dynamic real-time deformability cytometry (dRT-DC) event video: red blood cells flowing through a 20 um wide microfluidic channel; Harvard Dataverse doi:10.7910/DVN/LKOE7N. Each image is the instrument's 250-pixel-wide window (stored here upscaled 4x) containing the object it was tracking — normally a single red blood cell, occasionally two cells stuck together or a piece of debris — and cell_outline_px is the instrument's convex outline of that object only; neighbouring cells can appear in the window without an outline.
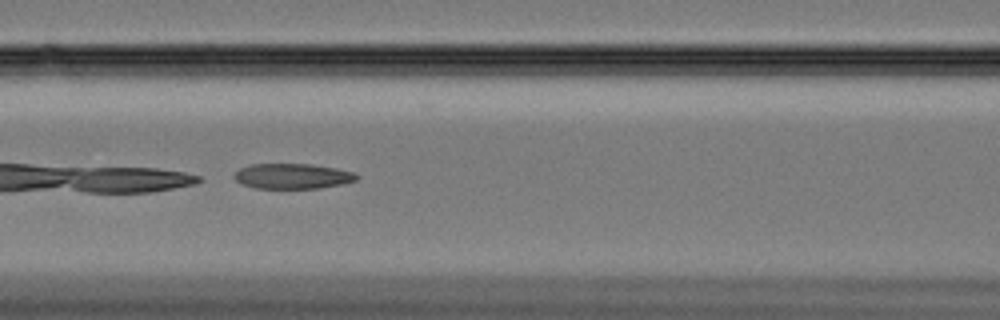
{"species": "Egyptian fruit bat (a non-hibernating species)", "species_latin": "Rousettus aegyptiacus", "temperature_condition": "cold", "stored_images_in_passage": 16, "camera_frame_rate_fps": 3000, "um_per_image_px": 0.085, "animal": {"sex": "female"}, "frame": {"image": 1, "passage_image": 7, "time_ms": 2.0, "image_size_px": [1000, 320], "cell_outline_px": [[360, 176], [356, 180], [340, 184], [320, 188], [256, 188], [244, 184], [236, 180], [232, 176], [240, 168], [252, 164], [312, 164], [336, 168], [352, 172]], "centroid_in_image_um": [24.86, 14.97], "position_along_channel_um": 141.7, "area_um2": 17.86}}